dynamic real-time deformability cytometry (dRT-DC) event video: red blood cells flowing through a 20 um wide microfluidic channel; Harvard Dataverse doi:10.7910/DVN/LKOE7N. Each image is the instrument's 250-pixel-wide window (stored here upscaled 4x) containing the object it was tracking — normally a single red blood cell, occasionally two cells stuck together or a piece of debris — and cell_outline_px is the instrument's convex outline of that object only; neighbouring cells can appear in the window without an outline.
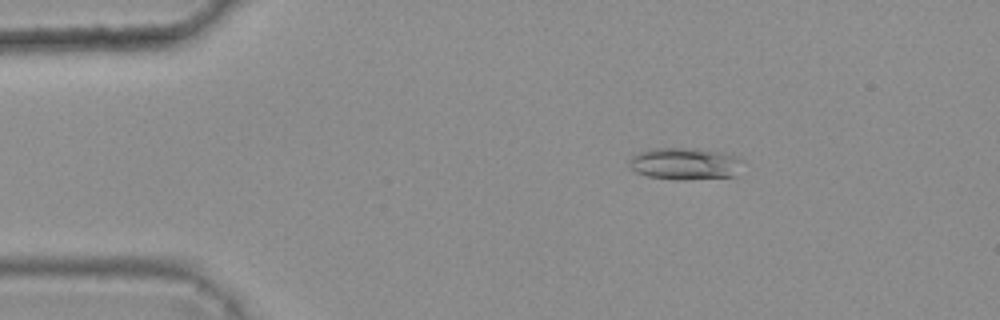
{"species": "common noctule bat (a hibernating species)", "species_latin": "Nyctalus noctula", "temperature_condition": "warm", "stored_images_in_passage": 4, "camera_frame_rate_fps": 3000, "um_per_image_px": 0.085, "animal": {"sex": "female", "body_mass_g": 25.1}, "frame": {"image": 1, "passage_image": 2, "time_ms": 0.333, "image_size_px": [1000, 320], "cell_outline_px": [[744, 160], [736, 176], [680, 180], [676, 180], [648, 176], [636, 172], [628, 164], [628, 160], [632, 156], [640, 152], [656, 148], [688, 148], [724, 152], [736, 156]], "centroid_in_image_um": [58.25, 13.92], "position_along_channel_um": 26.8, "area_um2": 21.21}}